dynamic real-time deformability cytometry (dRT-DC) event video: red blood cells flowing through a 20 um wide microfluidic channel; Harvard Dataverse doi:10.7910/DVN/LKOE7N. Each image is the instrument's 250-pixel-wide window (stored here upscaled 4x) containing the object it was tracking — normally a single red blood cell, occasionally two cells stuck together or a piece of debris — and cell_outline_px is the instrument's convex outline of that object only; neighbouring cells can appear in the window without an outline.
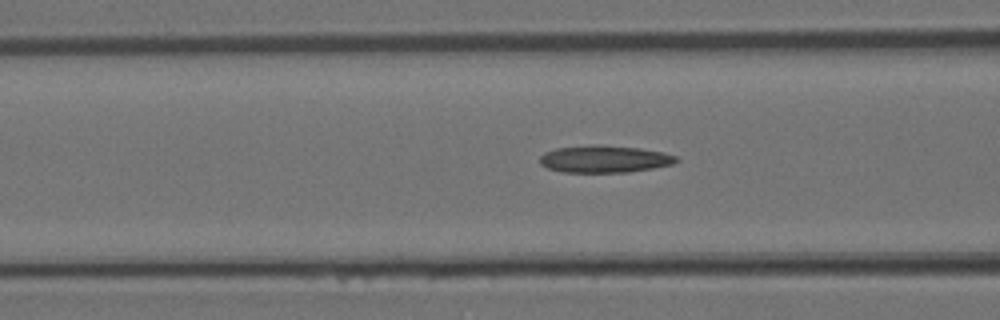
{"species": "Egyptian fruit bat (a non-hibernating species)", "species_latin": "Rousettus aegyptiacus", "temperature_condition": "room temperature", "stored_images_in_passage": 5, "camera_frame_rate_fps": 3000, "um_per_image_px": 0.085, "animal": {"sex": "female"}, "frame": {"image": 1, "passage_image": 5, "time_ms": 1.333, "image_size_px": [1000, 320], "cell_outline_px": [[680, 160], [672, 164], [652, 168], [628, 172], [560, 172], [548, 168], [540, 164], [540, 156], [544, 152], [556, 148], [592, 144], [604, 144], [640, 148], [664, 152], [676, 156]], "centroid_in_image_um": [51.37, 13.5], "position_along_channel_um": 115.2, "area_um2": 21.85}}